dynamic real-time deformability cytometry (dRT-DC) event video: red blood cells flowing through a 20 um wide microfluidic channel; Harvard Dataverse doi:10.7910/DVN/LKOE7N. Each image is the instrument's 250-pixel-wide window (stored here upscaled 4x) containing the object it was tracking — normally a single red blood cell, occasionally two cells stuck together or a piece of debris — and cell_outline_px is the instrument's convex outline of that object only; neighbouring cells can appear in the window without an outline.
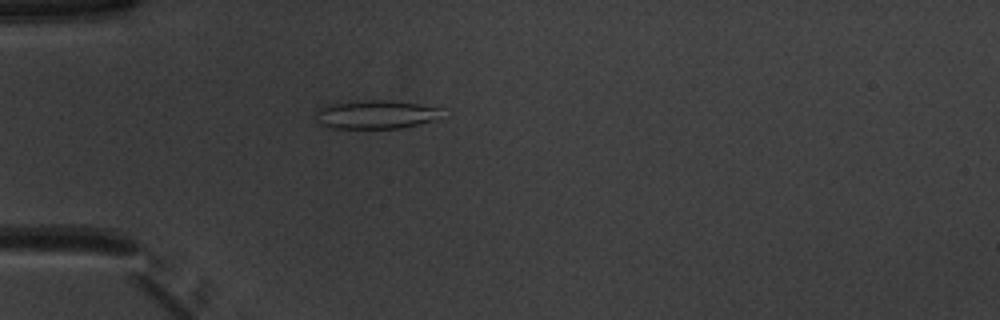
{"species": "common noctule bat (a hibernating species)", "species_latin": "Nyctalus noctula", "temperature_condition": "warm", "stored_images_in_passage": 52, "camera_frame_rate_fps": 3000, "um_per_image_px": 0.085, "animal": {"sex": "male", "body_mass_g": 20.1, "forearm_length_mm": 53.5}, "frame": {"image": 1, "passage_image": 16, "time_ms": 5.0, "image_size_px": [1000, 320], "cell_outline_px": [[440, 108], [432, 120], [400, 128], [332, 128], [316, 120], [316, 108], [332, 104], [360, 100], [392, 100], [420, 104]], "centroid_in_image_um": [31.85, 9.72], "position_along_channel_um": 53.2, "area_um2": 20.52}}
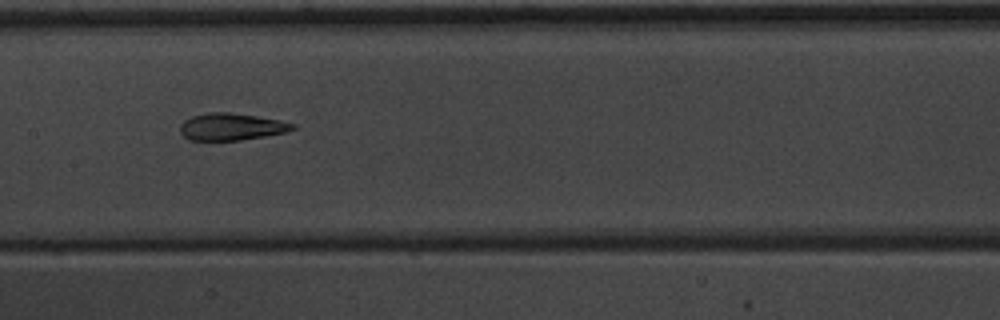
{"frame": {"image": 2, "passage_image": 27, "time_ms": 8.667, "image_size_px": [1000, 320], "cell_outline_px": [[296, 128], [288, 132], [240, 140], [188, 140], [180, 132], [180, 124], [184, 120], [192, 116], [208, 112], [232, 112], [280, 120], [296, 124]], "centroid_in_image_um": [19.67, 10.77], "position_along_channel_um": 187.7, "area_um2": 17.86}}
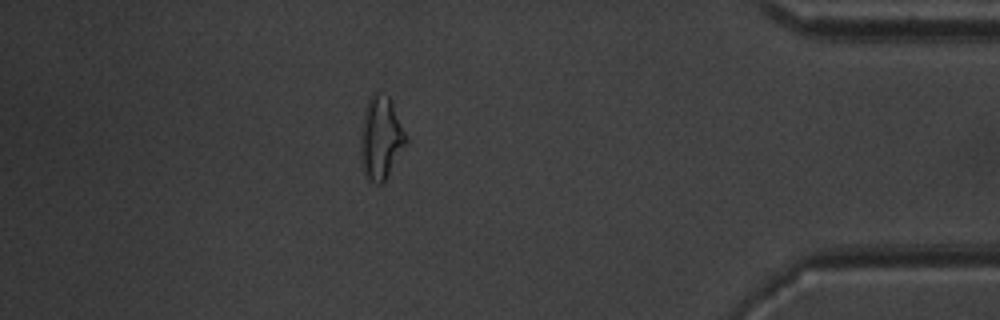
{"frame": {"image": 3, "passage_image": 46, "time_ms": 15.0, "image_size_px": [1000, 320], "cell_outline_px": [[408, 140], [384, 180], [380, 184], [376, 184], [368, 180], [364, 172], [360, 148], [360, 140], [364, 112], [368, 96], [376, 92], [380, 92], [388, 96], [408, 136]], "centroid_in_image_um": [32.36, 11.69], "position_along_channel_um": 402.8, "area_um2": 21.62}, "authors_computed_cell_mechanics": {"area_um2": 20.0855, "velocity_mm_per_s": 3.9735, "shape_relaxation_time_tau1_ms": null, "shape_relaxation_time_tau2_ms": 2.4068, "deformation_change_tau1": null, "deformation_change_tau2": 0.1157}}